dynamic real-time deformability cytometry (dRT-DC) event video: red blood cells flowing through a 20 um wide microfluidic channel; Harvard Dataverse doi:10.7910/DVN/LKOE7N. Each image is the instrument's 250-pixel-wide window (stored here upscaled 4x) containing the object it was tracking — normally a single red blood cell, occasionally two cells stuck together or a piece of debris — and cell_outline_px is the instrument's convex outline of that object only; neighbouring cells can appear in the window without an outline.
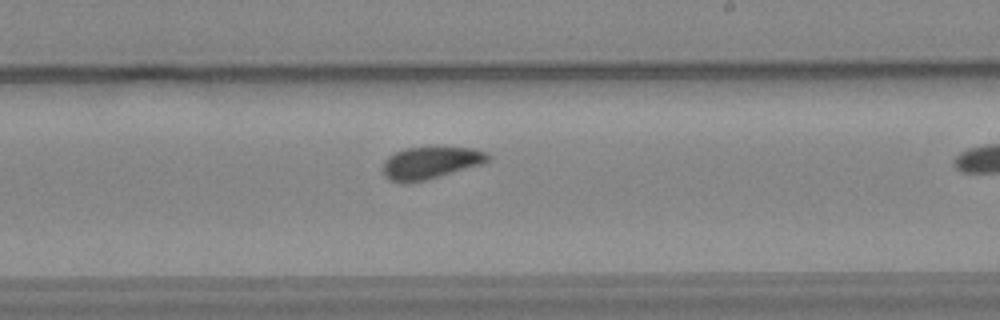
{"species": "common noctule bat (a hibernating species)", "species_latin": "Nyctalus noctula", "temperature_condition": "warm", "stored_images_in_passage": 17, "camera_frame_rate_fps": 3000, "um_per_image_px": 0.085, "animal": {"sex": "female", "body_mass_g": 24.6, "forearm_length_mm": 56.2}, "frame": {"image": 1, "passage_image": 13, "time_ms": 4.0, "image_size_px": [1000, 320], "cell_outline_px": [[492, 160], [480, 164], [424, 180], [404, 184], [400, 184], [388, 180], [384, 176], [384, 160], [388, 156], [404, 148], [476, 148], [488, 152], [492, 156]], "centroid_in_image_um": [36.59, 13.84], "position_along_channel_um": 252.4, "area_um2": 19.59}}